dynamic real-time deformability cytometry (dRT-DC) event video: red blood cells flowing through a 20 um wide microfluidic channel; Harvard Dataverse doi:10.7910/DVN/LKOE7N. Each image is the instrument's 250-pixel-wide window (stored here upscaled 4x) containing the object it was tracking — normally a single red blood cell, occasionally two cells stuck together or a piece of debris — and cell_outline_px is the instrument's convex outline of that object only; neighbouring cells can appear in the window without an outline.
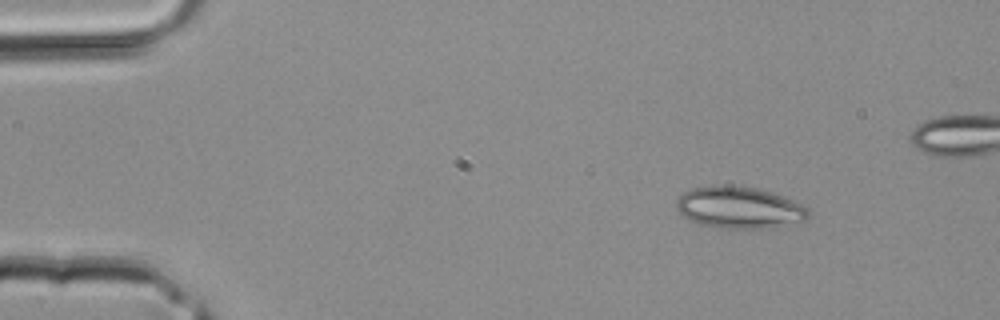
{"species": "common noctule bat (a hibernating species)", "species_latin": "Nyctalus noctula", "temperature_condition": "room temperature", "stored_images_in_passage": 33, "camera_frame_rate_fps": 3000, "um_per_image_px": 0.085, "animal": {"sex": "male", "body_mass_g": 20.4}, "frame": {"image": 1, "passage_image": 1, "time_ms": 0.0, "image_size_px": [1000, 320], "cell_outline_px": [[808, 216], [804, 220], [772, 228], [720, 228], [700, 224], [684, 216], [676, 208], [676, 200], [684, 192], [692, 188], [712, 184], [728, 184], [756, 188], [772, 192], [792, 200], [808, 208]], "centroid_in_image_um": [62.8, 17.62], "position_along_channel_um": 22.2, "area_um2": 32.14}}
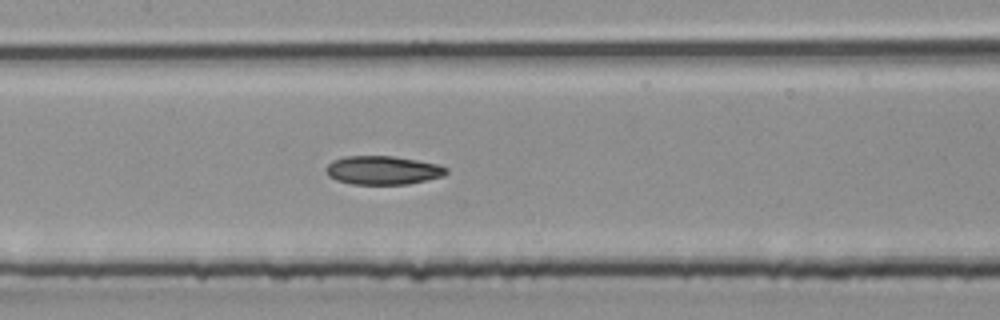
{"frame": {"image": 2, "passage_image": 15, "time_ms": 4.667, "image_size_px": [1000, 320], "cell_outline_px": [[448, 172], [444, 176], [408, 184], [352, 184], [336, 180], [328, 176], [324, 168], [332, 160], [344, 156], [392, 156], [440, 164], [448, 168]], "centroid_in_image_um": [32.53, 14.47], "position_along_channel_um": 174.9, "area_um2": 20.23}}
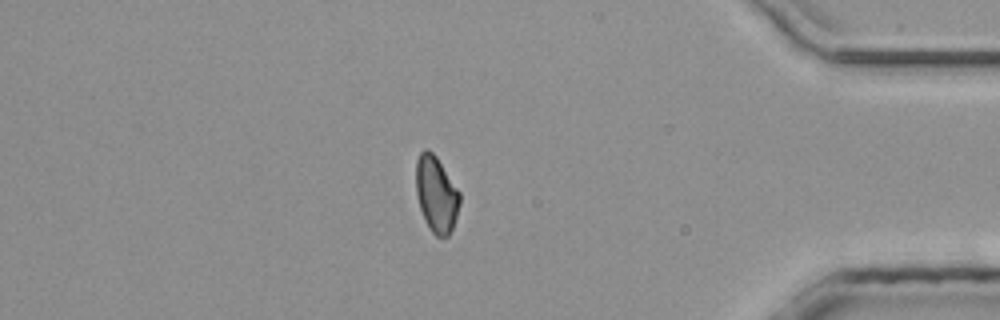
{"frame": {"image": 3, "passage_image": 30, "time_ms": 9.667, "image_size_px": [1000, 320], "cell_outline_px": [[460, 204], [452, 228], [448, 236], [436, 236], [432, 232], [420, 208], [416, 192], [416, 160], [420, 152], [424, 148], [428, 148], [436, 156], [460, 192]], "centroid_in_image_um": [37.08, 16.46], "position_along_channel_um": 398.1, "area_um2": 19.19}}